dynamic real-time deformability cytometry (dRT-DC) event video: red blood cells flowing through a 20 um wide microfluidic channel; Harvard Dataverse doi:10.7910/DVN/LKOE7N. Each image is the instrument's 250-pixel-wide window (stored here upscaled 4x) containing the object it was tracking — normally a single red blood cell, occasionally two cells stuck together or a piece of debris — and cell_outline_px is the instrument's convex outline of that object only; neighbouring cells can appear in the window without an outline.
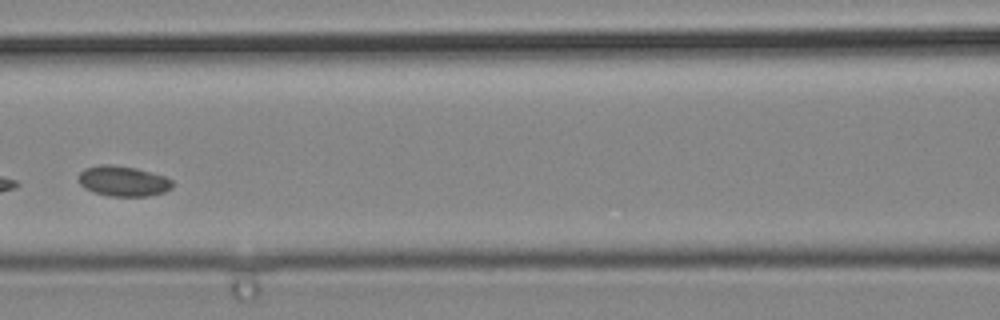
{"species": "common noctule bat (a hibernating species)", "species_latin": "Nyctalus noctula", "temperature_condition": "cold", "stored_images_in_passage": 31, "segment_of_instrument_passage": [2, 2], "camera_frame_rate_fps": 3000, "um_per_image_px": 0.085, "animal": {"sex": "male", "body_mass_g": 19.2, "forearm_length_mm": 51.8}, "frame": {"image": 1, "passage_image": 15, "time_ms": 4.667, "image_size_px": [1000, 320], "cell_outline_px": [[172, 188], [164, 192], [148, 196], [108, 196], [84, 188], [80, 184], [80, 172], [84, 168], [100, 164], [112, 164], [136, 168], [164, 176], [172, 180]], "centroid_in_image_um": [10.47, 15.39], "position_along_channel_um": 156.1, "area_um2": 16.53}}
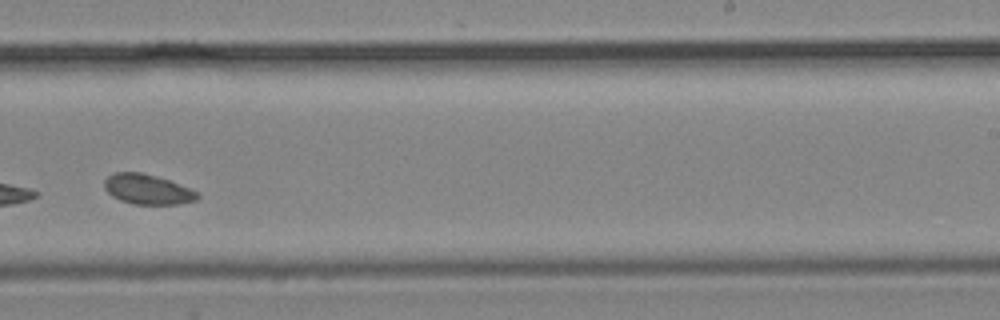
{"frame": {"image": 2, "passage_image": 23, "time_ms": 7.333, "image_size_px": [1000, 320], "cell_outline_px": [[200, 196], [196, 200], [180, 204], [132, 204], [120, 200], [112, 196], [104, 188], [104, 180], [112, 172], [144, 172], [168, 180], [200, 192]], "centroid_in_image_um": [12.53, 16.09], "position_along_channel_um": 276.5, "area_um2": 16.42}}
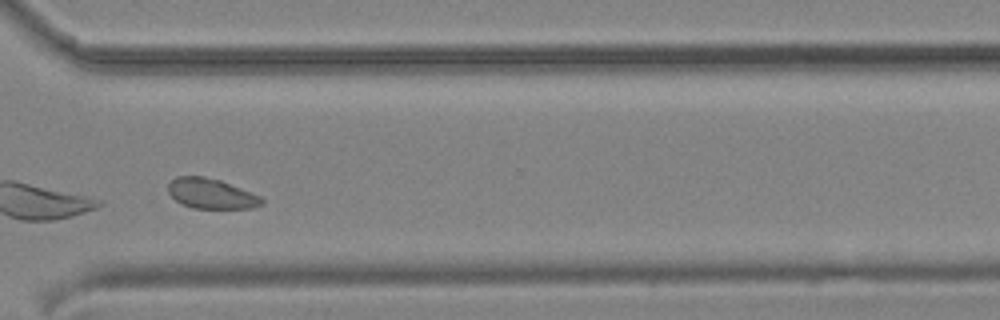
{"frame": {"image": 3, "passage_image": 28, "time_ms": 9.0, "image_size_px": [1000, 320], "cell_outline_px": [[264, 204], [252, 208], [192, 208], [176, 200], [168, 192], [168, 184], [176, 176], [204, 176], [220, 180], [260, 196], [264, 200]], "centroid_in_image_um": [17.95, 16.45], "position_along_channel_um": 352.6, "area_um2": 16.3}}